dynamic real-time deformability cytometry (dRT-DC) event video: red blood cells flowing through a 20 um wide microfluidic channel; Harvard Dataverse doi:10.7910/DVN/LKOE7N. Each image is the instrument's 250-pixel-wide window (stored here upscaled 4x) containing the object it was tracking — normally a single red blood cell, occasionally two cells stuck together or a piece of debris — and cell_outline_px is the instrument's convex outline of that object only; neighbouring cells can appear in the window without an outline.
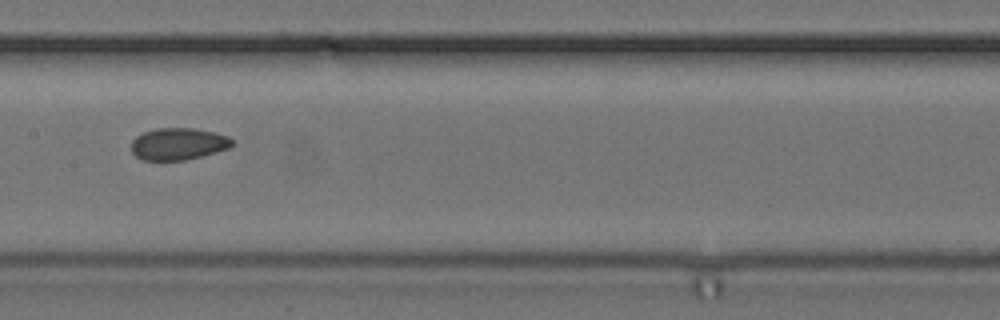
{"species": "common noctule bat (a hibernating species)", "species_latin": "Nyctalus noctula", "temperature_condition": "cold", "stored_images_in_passage": 9, "camera_frame_rate_fps": 3000, "um_per_image_px": 0.085, "animal": {"sex": "female", "body_mass_g": 24.6, "forearm_length_mm": 56.2}, "frame": {"image": 1, "passage_image": 8, "time_ms": 2.333, "image_size_px": [1000, 320], "cell_outline_px": [[232, 144], [228, 148], [216, 152], [184, 160], [144, 160], [136, 156], [132, 152], [132, 140], [136, 136], [144, 132], [156, 128], [192, 128], [212, 132], [228, 136], [232, 140]], "centroid_in_image_um": [15.12, 12.23], "position_along_channel_um": 192.3, "area_um2": 18.55}}
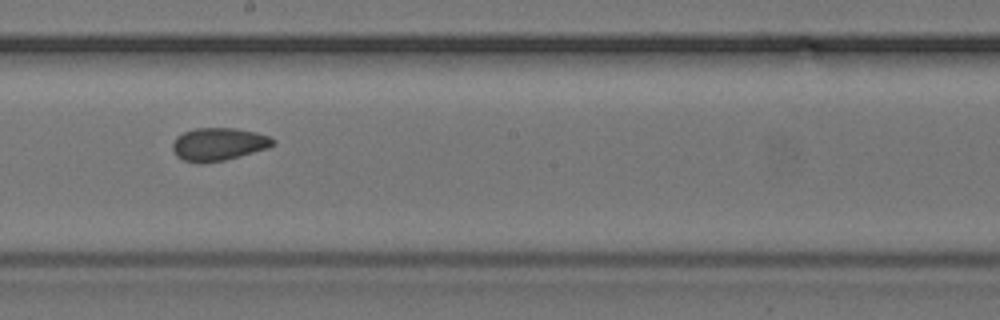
{"frame": {"image": 2, "passage_image": 9, "time_ms": 2.667, "image_size_px": [1000, 320], "cell_outline_px": [[276, 144], [268, 148], [224, 160], [200, 164], [184, 160], [176, 156], [172, 148], [172, 144], [176, 136], [184, 132], [196, 128], [236, 128], [256, 132], [268, 136], [276, 140]], "centroid_in_image_um": [18.57, 12.25], "position_along_channel_um": 229.6, "area_um2": 19.31}}